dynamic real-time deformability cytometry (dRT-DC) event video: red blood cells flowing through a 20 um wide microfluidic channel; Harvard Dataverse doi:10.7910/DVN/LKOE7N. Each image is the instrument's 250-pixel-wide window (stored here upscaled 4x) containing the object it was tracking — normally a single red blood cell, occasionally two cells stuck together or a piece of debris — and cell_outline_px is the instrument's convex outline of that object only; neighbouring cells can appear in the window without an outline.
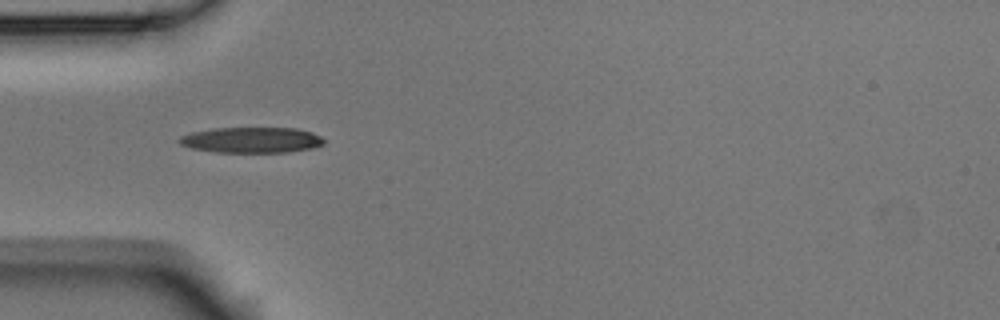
{"species": "Egyptian fruit bat (a non-hibernating species)", "species_latin": "Rousettus aegyptiacus", "temperature_condition": "room temperature", "stored_images_in_passage": 8, "camera_frame_rate_fps": 3000, "um_per_image_px": 0.085, "animal": {"sex": "male"}, "frame": {"image": 1, "passage_image": 3, "time_ms": 0.667, "image_size_px": [1000, 320], "cell_outline_px": [[324, 144], [312, 148], [288, 152], [216, 152], [192, 148], [180, 144], [176, 140], [180, 136], [192, 132], [212, 128], [296, 128], [312, 132], [320, 136], [324, 140]], "centroid_in_image_um": [21.37, 11.89], "position_along_channel_um": 63.6, "area_um2": 21.68}}
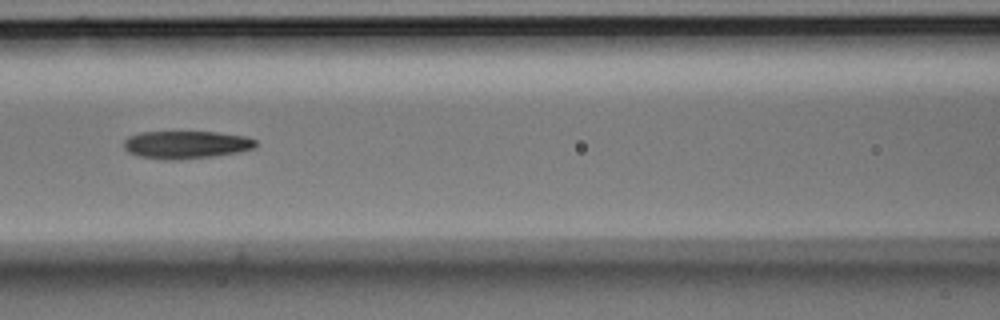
{"frame": {"image": 2, "passage_image": 5, "time_ms": 1.333, "image_size_px": [1000, 320], "cell_outline_px": [[256, 144], [252, 148], [236, 152], [212, 156], [180, 160], [172, 160], [140, 156], [128, 152], [124, 148], [124, 140], [128, 136], [140, 132], [216, 132], [244, 136], [256, 140]], "centroid_in_image_um": [15.77, 12.29], "position_along_channel_um": 150.8, "area_um2": 21.1}}
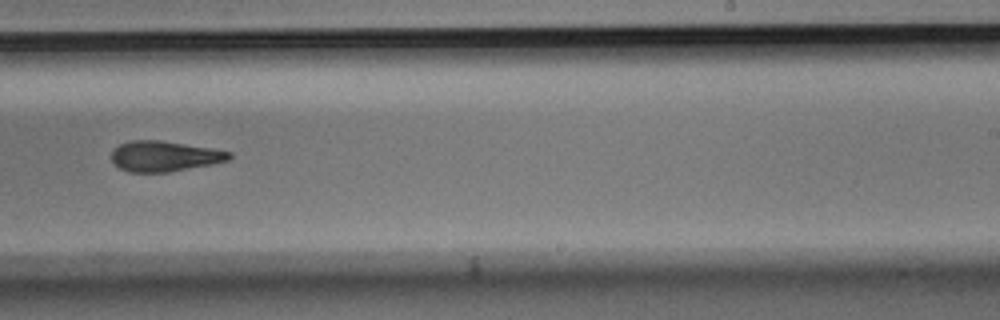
{"frame": {"image": 3, "passage_image": 8, "time_ms": 2.333, "image_size_px": [1000, 320], "cell_outline_px": [[232, 156], [228, 160], [212, 164], [168, 172], [128, 172], [120, 168], [112, 160], [112, 152], [120, 144], [132, 140], [160, 140], [232, 152]], "centroid_in_image_um": [13.97, 13.28], "position_along_channel_um": 275.0, "area_um2": 20.58}}